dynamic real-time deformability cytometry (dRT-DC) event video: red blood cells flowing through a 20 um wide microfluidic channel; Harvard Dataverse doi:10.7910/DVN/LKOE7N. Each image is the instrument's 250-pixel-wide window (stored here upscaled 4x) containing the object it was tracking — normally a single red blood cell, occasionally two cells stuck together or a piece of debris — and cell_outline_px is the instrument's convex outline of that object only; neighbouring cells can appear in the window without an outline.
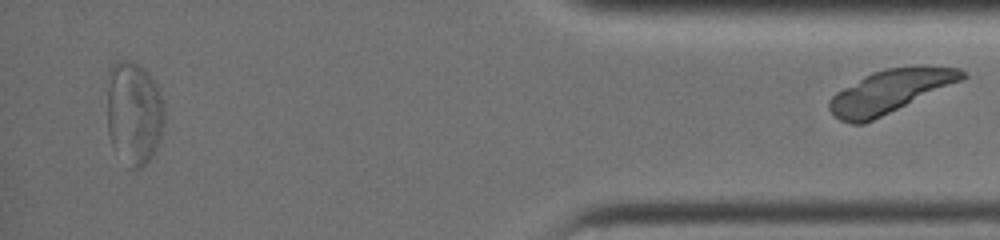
{"species": "common noctule bat (a hibernating species)", "species_latin": "Nyctalus noctula", "temperature_condition": "warm", "stored_images_in_passage": 28, "segment_of_instrument_passage": [2, 2], "camera_frame_rate_fps": 3000, "um_per_image_px": 0.085, "animal": {"sex": "female", "body_mass_g": 19.0, "forearm_length_mm": 51.5}, "frame": {"image": 1, "passage_image": 28, "time_ms": 9.0, "image_size_px": [1000, 240], "cell_outline_px": [[968, 76], [960, 80], [864, 124], [852, 124], [840, 120], [828, 108], [828, 100], [836, 92], [864, 76], [872, 72], [888, 68], [920, 64], [924, 64], [960, 68], [968, 72]], "centroid_in_image_um": [75.66, 7.72], "position_along_channel_um": 359.5, "area_um2": 33.23}}